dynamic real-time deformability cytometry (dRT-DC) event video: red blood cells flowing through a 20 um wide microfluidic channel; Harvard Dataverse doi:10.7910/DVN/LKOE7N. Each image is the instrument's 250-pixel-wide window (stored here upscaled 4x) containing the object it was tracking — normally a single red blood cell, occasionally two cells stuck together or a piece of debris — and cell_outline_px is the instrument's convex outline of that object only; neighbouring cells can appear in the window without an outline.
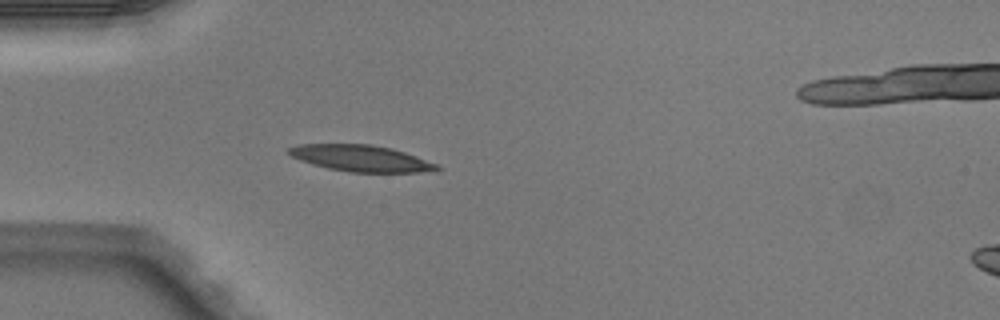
{"species": "Egyptian fruit bat (a non-hibernating species)", "species_latin": "Rousettus aegyptiacus", "temperature_condition": "warm", "stored_images_in_passage": 4, "camera_frame_rate_fps": 3000, "um_per_image_px": 0.085, "animal": {"sex": "male"}, "frame": {"image": 1, "passage_image": 4, "time_ms": 1.0, "image_size_px": [1000, 320], "cell_outline_px": [[444, 168], [436, 172], [348, 172], [328, 168], [312, 164], [300, 160], [292, 156], [288, 152], [288, 148], [300, 144], [368, 144], [392, 148], [416, 156], [436, 164]], "centroid_in_image_um": [30.73, 13.46], "position_along_channel_um": 54.3, "area_um2": 22.77}}